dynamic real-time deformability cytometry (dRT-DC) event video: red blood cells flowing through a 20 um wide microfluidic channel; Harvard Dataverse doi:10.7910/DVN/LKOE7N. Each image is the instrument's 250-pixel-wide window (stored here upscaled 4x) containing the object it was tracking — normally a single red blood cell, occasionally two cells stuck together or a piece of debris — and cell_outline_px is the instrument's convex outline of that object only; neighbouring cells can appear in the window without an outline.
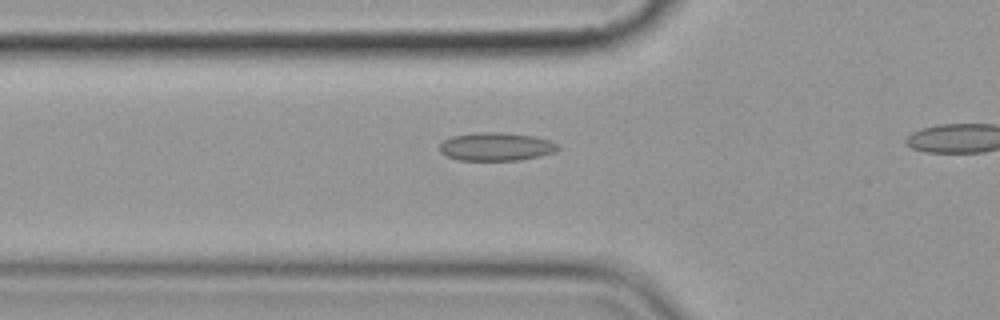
{"species": "common noctule bat (a hibernating species)", "species_latin": "Nyctalus noctula", "temperature_condition": "cold", "stored_images_in_passage": 4, "camera_frame_rate_fps": 3000, "um_per_image_px": 0.085, "animal": {"sex": "female", "body_mass_g": 19.9}, "frame": {"image": 1, "passage_image": 4, "time_ms": 3.333, "image_size_px": [1000, 320], "cell_outline_px": [[560, 148], [556, 152], [540, 156], [520, 160], [460, 160], [448, 156], [440, 152], [440, 144], [444, 140], [452, 136], [476, 132], [500, 132], [532, 136], [548, 140], [556, 144]], "centroid_in_image_um": [42.17, 12.46], "position_along_channel_um": 83.6, "area_um2": 19.36}}